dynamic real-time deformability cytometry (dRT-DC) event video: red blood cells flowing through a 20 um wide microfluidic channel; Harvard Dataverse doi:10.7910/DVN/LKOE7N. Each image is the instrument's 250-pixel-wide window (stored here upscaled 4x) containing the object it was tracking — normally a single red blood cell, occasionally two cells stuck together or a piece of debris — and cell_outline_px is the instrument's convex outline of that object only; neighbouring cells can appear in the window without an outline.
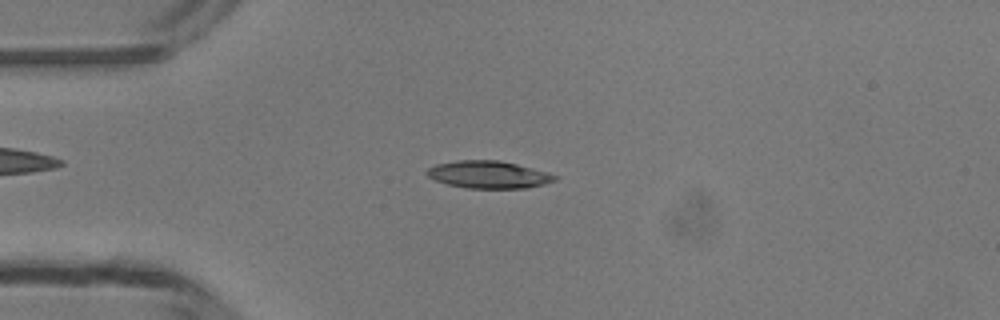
{"species": "common noctule bat (a hibernating species)", "species_latin": "Nyctalus noctula", "temperature_condition": "room temperature", "stored_images_in_passage": 47, "camera_frame_rate_fps": 3000, "um_per_image_px": 0.085, "animal": {"sex": "male", "body_mass_g": 13.3}, "frame": {"image": 1, "passage_image": 11, "time_ms": 3.333, "image_size_px": [1000, 320], "cell_outline_px": [[556, 180], [544, 184], [524, 188], [468, 188], [448, 184], [436, 180], [428, 176], [424, 172], [428, 168], [436, 164], [456, 160], [496, 160], [516, 164], [548, 172], [556, 176]], "centroid_in_image_um": [41.5, 14.83], "position_along_channel_um": 43.5, "area_um2": 20.23}}
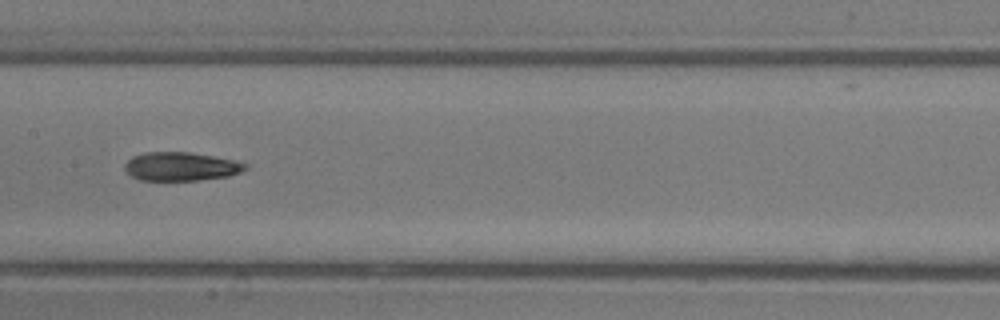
{"frame": {"image": 2, "passage_image": 23, "time_ms": 7.333, "image_size_px": [1000, 320], "cell_outline_px": [[248, 168], [240, 172], [228, 176], [200, 180], [140, 180], [132, 176], [124, 168], [124, 164], [132, 156], [144, 152], [188, 152], [236, 160], [248, 164]], "centroid_in_image_um": [15.39, 14.14], "position_along_channel_um": 192.0, "area_um2": 20.11}}
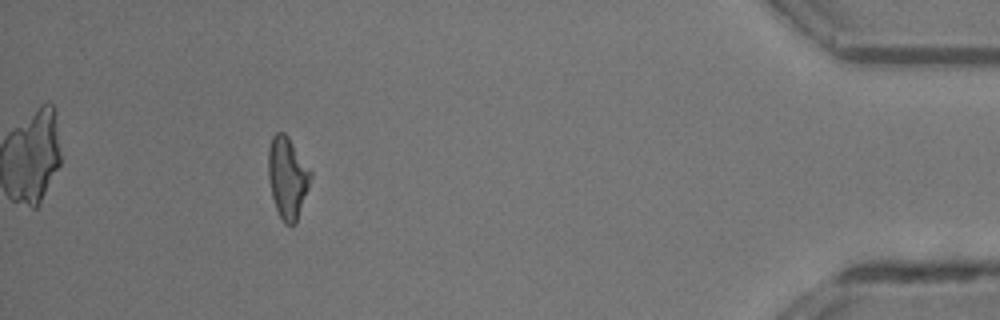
{"frame": {"image": 3, "passage_image": 43, "time_ms": 14.0, "image_size_px": [1000, 320], "cell_outline_px": [[312, 176], [296, 224], [284, 224], [276, 208], [272, 196], [268, 176], [268, 148], [272, 136], [276, 132], [284, 132], [288, 136], [312, 172]], "centroid_in_image_um": [24.43, 15.08], "position_along_channel_um": 410.8, "area_um2": 20.06}, "authors_computed_cell_mechanics": {"area_um2": 20.1722, "velocity_mm_per_s": 4.2158, "shape_relaxation_time_tau1_ms": 4.0259, "shape_relaxation_time_tau2_ms": 2.6901, "deformation_change_tau1": 0.1759, "deformation_change_tau2": 0.1088}}